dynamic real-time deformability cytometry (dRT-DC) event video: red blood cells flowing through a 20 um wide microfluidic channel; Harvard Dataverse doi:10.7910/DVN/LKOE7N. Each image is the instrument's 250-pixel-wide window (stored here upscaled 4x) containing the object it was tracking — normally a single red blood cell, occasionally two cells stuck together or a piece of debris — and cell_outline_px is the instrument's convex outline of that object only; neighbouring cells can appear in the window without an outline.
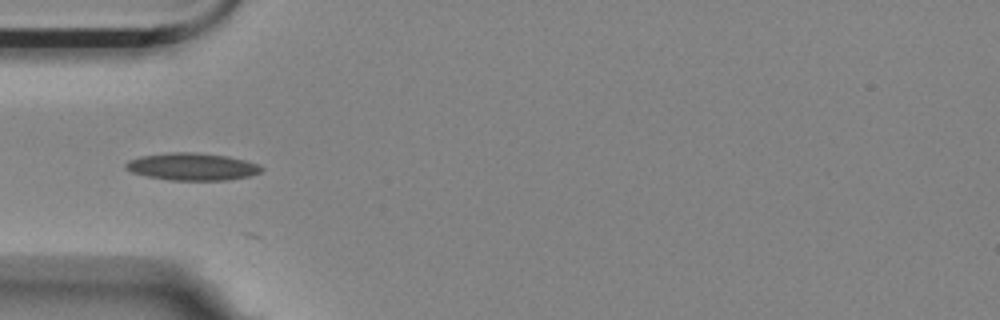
{"species": "Egyptian fruit bat (a non-hibernating species)", "species_latin": "Rousettus aegyptiacus", "temperature_condition": "room temperature", "stored_images_in_passage": 14, "camera_frame_rate_fps": 3000, "um_per_image_px": 0.085, "animal": {"sex": "female"}, "frame": {"image": 1, "passage_image": 3, "time_ms": 0.667, "image_size_px": [1000, 320], "cell_outline_px": [[264, 168], [260, 172], [248, 176], [228, 180], [172, 180], [148, 176], [132, 172], [124, 168], [124, 164], [128, 160], [140, 156], [168, 152], [196, 152], [228, 156], [244, 160], [256, 164]], "centroid_in_image_um": [16.3, 14.15], "position_along_channel_um": 68.7, "area_um2": 21.56}}
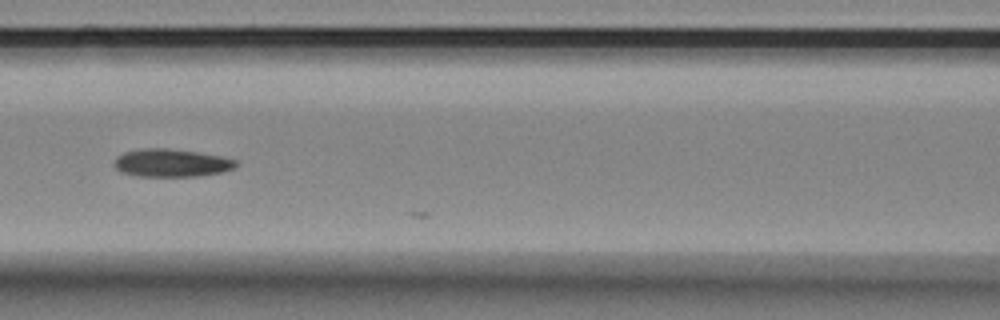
{"frame": {"image": 2, "passage_image": 10, "time_ms": 3.0, "image_size_px": [1000, 320], "cell_outline_px": [[240, 164], [236, 168], [220, 172], [200, 176], [140, 176], [120, 172], [112, 164], [116, 156], [124, 152], [140, 148], [168, 148], [224, 156], [236, 160]], "centroid_in_image_um": [14.57, 13.84], "position_along_channel_um": 152.0, "area_um2": 20.06}}
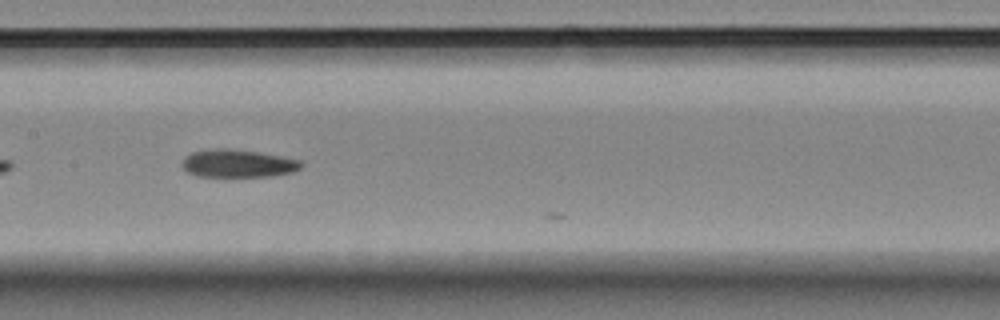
{"frame": {"image": 3, "passage_image": 13, "time_ms": 4.0, "image_size_px": [1000, 320], "cell_outline_px": [[304, 164], [300, 168], [292, 172], [272, 176], [196, 176], [188, 172], [180, 164], [184, 156], [192, 152], [216, 148], [228, 148], [260, 152], [300, 160]], "centroid_in_image_um": [20.2, 13.88], "position_along_channel_um": 187.2, "area_um2": 19.36}}